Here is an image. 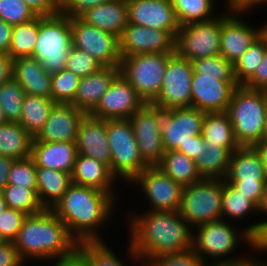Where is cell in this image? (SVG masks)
<instances>
[{
	"label": "cell",
	"instance_id": "cell-1",
	"mask_svg": "<svg viewBox=\"0 0 267 266\" xmlns=\"http://www.w3.org/2000/svg\"><path fill=\"white\" fill-rule=\"evenodd\" d=\"M146 211L126 217L128 242L145 265L159 255L192 250L193 228L178 211Z\"/></svg>",
	"mask_w": 267,
	"mask_h": 266
},
{
	"label": "cell",
	"instance_id": "cell-2",
	"mask_svg": "<svg viewBox=\"0 0 267 266\" xmlns=\"http://www.w3.org/2000/svg\"><path fill=\"white\" fill-rule=\"evenodd\" d=\"M116 203L107 192L71 183L50 210L65 223L78 243L103 241L100 231L111 221Z\"/></svg>",
	"mask_w": 267,
	"mask_h": 266
},
{
	"label": "cell",
	"instance_id": "cell-3",
	"mask_svg": "<svg viewBox=\"0 0 267 266\" xmlns=\"http://www.w3.org/2000/svg\"><path fill=\"white\" fill-rule=\"evenodd\" d=\"M12 242L25 262L39 260L46 263L71 254L78 246L65 223L50 209L27 215Z\"/></svg>",
	"mask_w": 267,
	"mask_h": 266
},
{
	"label": "cell",
	"instance_id": "cell-4",
	"mask_svg": "<svg viewBox=\"0 0 267 266\" xmlns=\"http://www.w3.org/2000/svg\"><path fill=\"white\" fill-rule=\"evenodd\" d=\"M227 114L240 146L260 142L267 117V91L238 85L231 96Z\"/></svg>",
	"mask_w": 267,
	"mask_h": 266
},
{
	"label": "cell",
	"instance_id": "cell-5",
	"mask_svg": "<svg viewBox=\"0 0 267 266\" xmlns=\"http://www.w3.org/2000/svg\"><path fill=\"white\" fill-rule=\"evenodd\" d=\"M232 225V223L221 219L194 227L192 250L208 264L234 262L246 258L245 255L240 257L231 255L236 252L241 241L251 247V234L245 228L238 230Z\"/></svg>",
	"mask_w": 267,
	"mask_h": 266
},
{
	"label": "cell",
	"instance_id": "cell-6",
	"mask_svg": "<svg viewBox=\"0 0 267 266\" xmlns=\"http://www.w3.org/2000/svg\"><path fill=\"white\" fill-rule=\"evenodd\" d=\"M72 47L71 18L60 12L39 15V32L33 58L50 74L65 68Z\"/></svg>",
	"mask_w": 267,
	"mask_h": 266
},
{
	"label": "cell",
	"instance_id": "cell-7",
	"mask_svg": "<svg viewBox=\"0 0 267 266\" xmlns=\"http://www.w3.org/2000/svg\"><path fill=\"white\" fill-rule=\"evenodd\" d=\"M110 146V171L118 180L130 183L148 166L142 159L129 119L106 120Z\"/></svg>",
	"mask_w": 267,
	"mask_h": 266
},
{
	"label": "cell",
	"instance_id": "cell-8",
	"mask_svg": "<svg viewBox=\"0 0 267 266\" xmlns=\"http://www.w3.org/2000/svg\"><path fill=\"white\" fill-rule=\"evenodd\" d=\"M174 54L146 53L124 56L120 61V73L145 103H151L161 90L166 66Z\"/></svg>",
	"mask_w": 267,
	"mask_h": 266
},
{
	"label": "cell",
	"instance_id": "cell-9",
	"mask_svg": "<svg viewBox=\"0 0 267 266\" xmlns=\"http://www.w3.org/2000/svg\"><path fill=\"white\" fill-rule=\"evenodd\" d=\"M225 179H207L183 187L179 214L194 228L222 219V192Z\"/></svg>",
	"mask_w": 267,
	"mask_h": 266
},
{
	"label": "cell",
	"instance_id": "cell-10",
	"mask_svg": "<svg viewBox=\"0 0 267 266\" xmlns=\"http://www.w3.org/2000/svg\"><path fill=\"white\" fill-rule=\"evenodd\" d=\"M204 22L184 24L178 29L175 52L188 61L220 54L221 12Z\"/></svg>",
	"mask_w": 267,
	"mask_h": 266
},
{
	"label": "cell",
	"instance_id": "cell-11",
	"mask_svg": "<svg viewBox=\"0 0 267 266\" xmlns=\"http://www.w3.org/2000/svg\"><path fill=\"white\" fill-rule=\"evenodd\" d=\"M193 72L192 62L175 53L166 66L161 90L151 104L162 110L191 107Z\"/></svg>",
	"mask_w": 267,
	"mask_h": 266
},
{
	"label": "cell",
	"instance_id": "cell-12",
	"mask_svg": "<svg viewBox=\"0 0 267 266\" xmlns=\"http://www.w3.org/2000/svg\"><path fill=\"white\" fill-rule=\"evenodd\" d=\"M129 120L143 161L148 166L158 165L165 151L160 131L162 109L145 103Z\"/></svg>",
	"mask_w": 267,
	"mask_h": 266
},
{
	"label": "cell",
	"instance_id": "cell-13",
	"mask_svg": "<svg viewBox=\"0 0 267 266\" xmlns=\"http://www.w3.org/2000/svg\"><path fill=\"white\" fill-rule=\"evenodd\" d=\"M72 46L87 51L104 66H119L121 61L119 37L84 22L71 18Z\"/></svg>",
	"mask_w": 267,
	"mask_h": 266
},
{
	"label": "cell",
	"instance_id": "cell-14",
	"mask_svg": "<svg viewBox=\"0 0 267 266\" xmlns=\"http://www.w3.org/2000/svg\"><path fill=\"white\" fill-rule=\"evenodd\" d=\"M130 184L140 187L149 200L147 210L178 211L183 186L167 176L159 166H147Z\"/></svg>",
	"mask_w": 267,
	"mask_h": 266
},
{
	"label": "cell",
	"instance_id": "cell-15",
	"mask_svg": "<svg viewBox=\"0 0 267 266\" xmlns=\"http://www.w3.org/2000/svg\"><path fill=\"white\" fill-rule=\"evenodd\" d=\"M204 117L205 112L194 107L162 110L160 131L165 151L177 150L202 134Z\"/></svg>",
	"mask_w": 267,
	"mask_h": 266
},
{
	"label": "cell",
	"instance_id": "cell-16",
	"mask_svg": "<svg viewBox=\"0 0 267 266\" xmlns=\"http://www.w3.org/2000/svg\"><path fill=\"white\" fill-rule=\"evenodd\" d=\"M144 104L134 87L119 73L90 115L104 120L129 119Z\"/></svg>",
	"mask_w": 267,
	"mask_h": 266
},
{
	"label": "cell",
	"instance_id": "cell-17",
	"mask_svg": "<svg viewBox=\"0 0 267 266\" xmlns=\"http://www.w3.org/2000/svg\"><path fill=\"white\" fill-rule=\"evenodd\" d=\"M225 13V14H224ZM239 13H221L220 54L234 64L263 34V25L251 26Z\"/></svg>",
	"mask_w": 267,
	"mask_h": 266
},
{
	"label": "cell",
	"instance_id": "cell-18",
	"mask_svg": "<svg viewBox=\"0 0 267 266\" xmlns=\"http://www.w3.org/2000/svg\"><path fill=\"white\" fill-rule=\"evenodd\" d=\"M169 32L128 23L119 38L121 57L146 53H176Z\"/></svg>",
	"mask_w": 267,
	"mask_h": 266
},
{
	"label": "cell",
	"instance_id": "cell-19",
	"mask_svg": "<svg viewBox=\"0 0 267 266\" xmlns=\"http://www.w3.org/2000/svg\"><path fill=\"white\" fill-rule=\"evenodd\" d=\"M191 86V107L213 113L227 111L238 84L236 80H218V77L193 72Z\"/></svg>",
	"mask_w": 267,
	"mask_h": 266
},
{
	"label": "cell",
	"instance_id": "cell-20",
	"mask_svg": "<svg viewBox=\"0 0 267 266\" xmlns=\"http://www.w3.org/2000/svg\"><path fill=\"white\" fill-rule=\"evenodd\" d=\"M128 22L169 31L175 38L180 28L171 0H126Z\"/></svg>",
	"mask_w": 267,
	"mask_h": 266
},
{
	"label": "cell",
	"instance_id": "cell-21",
	"mask_svg": "<svg viewBox=\"0 0 267 266\" xmlns=\"http://www.w3.org/2000/svg\"><path fill=\"white\" fill-rule=\"evenodd\" d=\"M85 115L73 104L54 103L47 121L34 139L37 142H76Z\"/></svg>",
	"mask_w": 267,
	"mask_h": 266
},
{
	"label": "cell",
	"instance_id": "cell-22",
	"mask_svg": "<svg viewBox=\"0 0 267 266\" xmlns=\"http://www.w3.org/2000/svg\"><path fill=\"white\" fill-rule=\"evenodd\" d=\"M76 147L78 154L92 157L110 169L111 152L106 132V120L86 114L80 123Z\"/></svg>",
	"mask_w": 267,
	"mask_h": 266
},
{
	"label": "cell",
	"instance_id": "cell-23",
	"mask_svg": "<svg viewBox=\"0 0 267 266\" xmlns=\"http://www.w3.org/2000/svg\"><path fill=\"white\" fill-rule=\"evenodd\" d=\"M119 73V66H102L94 73L81 78L76 96L71 104L86 114H90Z\"/></svg>",
	"mask_w": 267,
	"mask_h": 266
},
{
	"label": "cell",
	"instance_id": "cell-24",
	"mask_svg": "<svg viewBox=\"0 0 267 266\" xmlns=\"http://www.w3.org/2000/svg\"><path fill=\"white\" fill-rule=\"evenodd\" d=\"M71 179L72 183L107 192L115 200L119 199L118 192L113 190L117 179L112 175L106 164L92 157L83 154L77 155Z\"/></svg>",
	"mask_w": 267,
	"mask_h": 266
},
{
	"label": "cell",
	"instance_id": "cell-25",
	"mask_svg": "<svg viewBox=\"0 0 267 266\" xmlns=\"http://www.w3.org/2000/svg\"><path fill=\"white\" fill-rule=\"evenodd\" d=\"M78 155L75 142L32 141L31 157L36 167H45L72 174Z\"/></svg>",
	"mask_w": 267,
	"mask_h": 266
},
{
	"label": "cell",
	"instance_id": "cell-26",
	"mask_svg": "<svg viewBox=\"0 0 267 266\" xmlns=\"http://www.w3.org/2000/svg\"><path fill=\"white\" fill-rule=\"evenodd\" d=\"M12 77L28 95L51 99V77L42 64L32 56L13 60Z\"/></svg>",
	"mask_w": 267,
	"mask_h": 266
},
{
	"label": "cell",
	"instance_id": "cell-27",
	"mask_svg": "<svg viewBox=\"0 0 267 266\" xmlns=\"http://www.w3.org/2000/svg\"><path fill=\"white\" fill-rule=\"evenodd\" d=\"M80 18L94 27L121 37L128 22L126 0H111L88 9Z\"/></svg>",
	"mask_w": 267,
	"mask_h": 266
},
{
	"label": "cell",
	"instance_id": "cell-28",
	"mask_svg": "<svg viewBox=\"0 0 267 266\" xmlns=\"http://www.w3.org/2000/svg\"><path fill=\"white\" fill-rule=\"evenodd\" d=\"M261 158L253 146H240L231 154L226 182H265Z\"/></svg>",
	"mask_w": 267,
	"mask_h": 266
},
{
	"label": "cell",
	"instance_id": "cell-29",
	"mask_svg": "<svg viewBox=\"0 0 267 266\" xmlns=\"http://www.w3.org/2000/svg\"><path fill=\"white\" fill-rule=\"evenodd\" d=\"M37 195L45 209H51L72 183L71 174L45 167H36Z\"/></svg>",
	"mask_w": 267,
	"mask_h": 266
},
{
	"label": "cell",
	"instance_id": "cell-30",
	"mask_svg": "<svg viewBox=\"0 0 267 266\" xmlns=\"http://www.w3.org/2000/svg\"><path fill=\"white\" fill-rule=\"evenodd\" d=\"M202 135L206 147L209 145L222 146L231 153L240 147L227 112L205 113Z\"/></svg>",
	"mask_w": 267,
	"mask_h": 266
},
{
	"label": "cell",
	"instance_id": "cell-31",
	"mask_svg": "<svg viewBox=\"0 0 267 266\" xmlns=\"http://www.w3.org/2000/svg\"><path fill=\"white\" fill-rule=\"evenodd\" d=\"M33 137L18 122L0 124V155L15 160L31 156Z\"/></svg>",
	"mask_w": 267,
	"mask_h": 266
},
{
	"label": "cell",
	"instance_id": "cell-32",
	"mask_svg": "<svg viewBox=\"0 0 267 266\" xmlns=\"http://www.w3.org/2000/svg\"><path fill=\"white\" fill-rule=\"evenodd\" d=\"M157 166L183 187L203 179L194 160L177 150L164 151L162 160Z\"/></svg>",
	"mask_w": 267,
	"mask_h": 266
},
{
	"label": "cell",
	"instance_id": "cell-33",
	"mask_svg": "<svg viewBox=\"0 0 267 266\" xmlns=\"http://www.w3.org/2000/svg\"><path fill=\"white\" fill-rule=\"evenodd\" d=\"M127 248V257L131 261L139 263L138 266H145L139 257L133 252L130 242ZM77 249L86 257L89 266H127L122 258L117 257L115 251L111 250L108 244L103 241H83L79 242ZM129 254V255H128Z\"/></svg>",
	"mask_w": 267,
	"mask_h": 266
},
{
	"label": "cell",
	"instance_id": "cell-34",
	"mask_svg": "<svg viewBox=\"0 0 267 266\" xmlns=\"http://www.w3.org/2000/svg\"><path fill=\"white\" fill-rule=\"evenodd\" d=\"M231 154L225 147L209 145V147L202 148L194 162L202 178L225 179Z\"/></svg>",
	"mask_w": 267,
	"mask_h": 266
},
{
	"label": "cell",
	"instance_id": "cell-35",
	"mask_svg": "<svg viewBox=\"0 0 267 266\" xmlns=\"http://www.w3.org/2000/svg\"><path fill=\"white\" fill-rule=\"evenodd\" d=\"M54 103L50 98L25 95L19 123L33 138L43 128Z\"/></svg>",
	"mask_w": 267,
	"mask_h": 266
},
{
	"label": "cell",
	"instance_id": "cell-36",
	"mask_svg": "<svg viewBox=\"0 0 267 266\" xmlns=\"http://www.w3.org/2000/svg\"><path fill=\"white\" fill-rule=\"evenodd\" d=\"M221 210L222 219L230 223H232V220H235V222L237 220L241 221V219L245 220V217L248 218L252 213H258L256 215L260 214L261 216L260 209L248 197L234 189L226 181L223 183Z\"/></svg>",
	"mask_w": 267,
	"mask_h": 266
},
{
	"label": "cell",
	"instance_id": "cell-37",
	"mask_svg": "<svg viewBox=\"0 0 267 266\" xmlns=\"http://www.w3.org/2000/svg\"><path fill=\"white\" fill-rule=\"evenodd\" d=\"M215 0H171L180 26L194 22H204L219 16L215 10ZM216 12V14H215Z\"/></svg>",
	"mask_w": 267,
	"mask_h": 266
},
{
	"label": "cell",
	"instance_id": "cell-38",
	"mask_svg": "<svg viewBox=\"0 0 267 266\" xmlns=\"http://www.w3.org/2000/svg\"><path fill=\"white\" fill-rule=\"evenodd\" d=\"M39 32V15L26 23L14 25L8 55L12 60L33 56Z\"/></svg>",
	"mask_w": 267,
	"mask_h": 266
},
{
	"label": "cell",
	"instance_id": "cell-39",
	"mask_svg": "<svg viewBox=\"0 0 267 266\" xmlns=\"http://www.w3.org/2000/svg\"><path fill=\"white\" fill-rule=\"evenodd\" d=\"M1 193L7 207L22 211L27 215L39 214L45 210L39 201L37 189L7 184Z\"/></svg>",
	"mask_w": 267,
	"mask_h": 266
},
{
	"label": "cell",
	"instance_id": "cell-40",
	"mask_svg": "<svg viewBox=\"0 0 267 266\" xmlns=\"http://www.w3.org/2000/svg\"><path fill=\"white\" fill-rule=\"evenodd\" d=\"M267 49V37L262 34L249 49L233 64L234 77L238 85H243L261 63Z\"/></svg>",
	"mask_w": 267,
	"mask_h": 266
},
{
	"label": "cell",
	"instance_id": "cell-41",
	"mask_svg": "<svg viewBox=\"0 0 267 266\" xmlns=\"http://www.w3.org/2000/svg\"><path fill=\"white\" fill-rule=\"evenodd\" d=\"M25 95L24 89L13 77L0 85V106L7 122H20Z\"/></svg>",
	"mask_w": 267,
	"mask_h": 266
},
{
	"label": "cell",
	"instance_id": "cell-42",
	"mask_svg": "<svg viewBox=\"0 0 267 266\" xmlns=\"http://www.w3.org/2000/svg\"><path fill=\"white\" fill-rule=\"evenodd\" d=\"M80 77L66 68L52 74L51 99L55 103L71 104L76 96Z\"/></svg>",
	"mask_w": 267,
	"mask_h": 266
},
{
	"label": "cell",
	"instance_id": "cell-43",
	"mask_svg": "<svg viewBox=\"0 0 267 266\" xmlns=\"http://www.w3.org/2000/svg\"><path fill=\"white\" fill-rule=\"evenodd\" d=\"M192 65L194 72L203 76L218 77V80H235L233 64L221 54L196 59L192 61Z\"/></svg>",
	"mask_w": 267,
	"mask_h": 266
},
{
	"label": "cell",
	"instance_id": "cell-44",
	"mask_svg": "<svg viewBox=\"0 0 267 266\" xmlns=\"http://www.w3.org/2000/svg\"><path fill=\"white\" fill-rule=\"evenodd\" d=\"M8 184L37 189L36 164L31 156L14 161L8 175Z\"/></svg>",
	"mask_w": 267,
	"mask_h": 266
},
{
	"label": "cell",
	"instance_id": "cell-45",
	"mask_svg": "<svg viewBox=\"0 0 267 266\" xmlns=\"http://www.w3.org/2000/svg\"><path fill=\"white\" fill-rule=\"evenodd\" d=\"M104 66L98 59L74 46L71 47L65 68L80 78L86 77Z\"/></svg>",
	"mask_w": 267,
	"mask_h": 266
},
{
	"label": "cell",
	"instance_id": "cell-46",
	"mask_svg": "<svg viewBox=\"0 0 267 266\" xmlns=\"http://www.w3.org/2000/svg\"><path fill=\"white\" fill-rule=\"evenodd\" d=\"M37 14L22 0H0V18L12 26L31 21Z\"/></svg>",
	"mask_w": 267,
	"mask_h": 266
},
{
	"label": "cell",
	"instance_id": "cell-47",
	"mask_svg": "<svg viewBox=\"0 0 267 266\" xmlns=\"http://www.w3.org/2000/svg\"><path fill=\"white\" fill-rule=\"evenodd\" d=\"M145 266H208L193 250L163 254L152 258Z\"/></svg>",
	"mask_w": 267,
	"mask_h": 266
},
{
	"label": "cell",
	"instance_id": "cell-48",
	"mask_svg": "<svg viewBox=\"0 0 267 266\" xmlns=\"http://www.w3.org/2000/svg\"><path fill=\"white\" fill-rule=\"evenodd\" d=\"M26 217L24 212L9 207L0 214V232L7 241L15 239Z\"/></svg>",
	"mask_w": 267,
	"mask_h": 266
},
{
	"label": "cell",
	"instance_id": "cell-49",
	"mask_svg": "<svg viewBox=\"0 0 267 266\" xmlns=\"http://www.w3.org/2000/svg\"><path fill=\"white\" fill-rule=\"evenodd\" d=\"M111 0H59V12L70 18H78L88 9Z\"/></svg>",
	"mask_w": 267,
	"mask_h": 266
},
{
	"label": "cell",
	"instance_id": "cell-50",
	"mask_svg": "<svg viewBox=\"0 0 267 266\" xmlns=\"http://www.w3.org/2000/svg\"><path fill=\"white\" fill-rule=\"evenodd\" d=\"M248 197L261 211L264 199V182H227Z\"/></svg>",
	"mask_w": 267,
	"mask_h": 266
},
{
	"label": "cell",
	"instance_id": "cell-51",
	"mask_svg": "<svg viewBox=\"0 0 267 266\" xmlns=\"http://www.w3.org/2000/svg\"><path fill=\"white\" fill-rule=\"evenodd\" d=\"M266 220L244 227L251 234V247L254 251L267 253V214Z\"/></svg>",
	"mask_w": 267,
	"mask_h": 266
},
{
	"label": "cell",
	"instance_id": "cell-52",
	"mask_svg": "<svg viewBox=\"0 0 267 266\" xmlns=\"http://www.w3.org/2000/svg\"><path fill=\"white\" fill-rule=\"evenodd\" d=\"M242 86L254 90L267 91V49L254 74Z\"/></svg>",
	"mask_w": 267,
	"mask_h": 266
},
{
	"label": "cell",
	"instance_id": "cell-53",
	"mask_svg": "<svg viewBox=\"0 0 267 266\" xmlns=\"http://www.w3.org/2000/svg\"><path fill=\"white\" fill-rule=\"evenodd\" d=\"M24 264L25 261L12 241L0 245V266H25Z\"/></svg>",
	"mask_w": 267,
	"mask_h": 266
},
{
	"label": "cell",
	"instance_id": "cell-54",
	"mask_svg": "<svg viewBox=\"0 0 267 266\" xmlns=\"http://www.w3.org/2000/svg\"><path fill=\"white\" fill-rule=\"evenodd\" d=\"M37 15L50 16L59 12V0H22Z\"/></svg>",
	"mask_w": 267,
	"mask_h": 266
},
{
	"label": "cell",
	"instance_id": "cell-55",
	"mask_svg": "<svg viewBox=\"0 0 267 266\" xmlns=\"http://www.w3.org/2000/svg\"><path fill=\"white\" fill-rule=\"evenodd\" d=\"M225 2H228L226 4L228 5L226 6V11H228V13L249 14V12H251L250 9H254V7H261L263 4L267 6V0H226Z\"/></svg>",
	"mask_w": 267,
	"mask_h": 266
},
{
	"label": "cell",
	"instance_id": "cell-56",
	"mask_svg": "<svg viewBox=\"0 0 267 266\" xmlns=\"http://www.w3.org/2000/svg\"><path fill=\"white\" fill-rule=\"evenodd\" d=\"M50 262L47 266H89L86 257L77 248L71 254L52 259Z\"/></svg>",
	"mask_w": 267,
	"mask_h": 266
},
{
	"label": "cell",
	"instance_id": "cell-57",
	"mask_svg": "<svg viewBox=\"0 0 267 266\" xmlns=\"http://www.w3.org/2000/svg\"><path fill=\"white\" fill-rule=\"evenodd\" d=\"M202 148H206V146L203 141V135L199 134L192 137V140L188 141L186 144L181 145L177 151L184 153L186 156L194 160L199 156Z\"/></svg>",
	"mask_w": 267,
	"mask_h": 266
},
{
	"label": "cell",
	"instance_id": "cell-58",
	"mask_svg": "<svg viewBox=\"0 0 267 266\" xmlns=\"http://www.w3.org/2000/svg\"><path fill=\"white\" fill-rule=\"evenodd\" d=\"M13 26L0 18V53L8 54L11 47Z\"/></svg>",
	"mask_w": 267,
	"mask_h": 266
},
{
	"label": "cell",
	"instance_id": "cell-59",
	"mask_svg": "<svg viewBox=\"0 0 267 266\" xmlns=\"http://www.w3.org/2000/svg\"><path fill=\"white\" fill-rule=\"evenodd\" d=\"M13 60L6 53H0V85L12 78Z\"/></svg>",
	"mask_w": 267,
	"mask_h": 266
},
{
	"label": "cell",
	"instance_id": "cell-60",
	"mask_svg": "<svg viewBox=\"0 0 267 266\" xmlns=\"http://www.w3.org/2000/svg\"><path fill=\"white\" fill-rule=\"evenodd\" d=\"M15 159L0 155V193L8 184V175Z\"/></svg>",
	"mask_w": 267,
	"mask_h": 266
},
{
	"label": "cell",
	"instance_id": "cell-61",
	"mask_svg": "<svg viewBox=\"0 0 267 266\" xmlns=\"http://www.w3.org/2000/svg\"><path fill=\"white\" fill-rule=\"evenodd\" d=\"M234 262H215L209 263L208 266H253L252 255Z\"/></svg>",
	"mask_w": 267,
	"mask_h": 266
},
{
	"label": "cell",
	"instance_id": "cell-62",
	"mask_svg": "<svg viewBox=\"0 0 267 266\" xmlns=\"http://www.w3.org/2000/svg\"><path fill=\"white\" fill-rule=\"evenodd\" d=\"M253 147L256 149L261 158L267 176V144H254Z\"/></svg>",
	"mask_w": 267,
	"mask_h": 266
},
{
	"label": "cell",
	"instance_id": "cell-63",
	"mask_svg": "<svg viewBox=\"0 0 267 266\" xmlns=\"http://www.w3.org/2000/svg\"><path fill=\"white\" fill-rule=\"evenodd\" d=\"M261 214H267V176L264 182V199H263V204L261 208Z\"/></svg>",
	"mask_w": 267,
	"mask_h": 266
},
{
	"label": "cell",
	"instance_id": "cell-64",
	"mask_svg": "<svg viewBox=\"0 0 267 266\" xmlns=\"http://www.w3.org/2000/svg\"><path fill=\"white\" fill-rule=\"evenodd\" d=\"M255 144H267V117H266V121H265V124H264V130H263L260 142L255 143Z\"/></svg>",
	"mask_w": 267,
	"mask_h": 266
},
{
	"label": "cell",
	"instance_id": "cell-65",
	"mask_svg": "<svg viewBox=\"0 0 267 266\" xmlns=\"http://www.w3.org/2000/svg\"><path fill=\"white\" fill-rule=\"evenodd\" d=\"M253 259V266H267V261L257 257L252 256ZM263 260V261H262Z\"/></svg>",
	"mask_w": 267,
	"mask_h": 266
},
{
	"label": "cell",
	"instance_id": "cell-66",
	"mask_svg": "<svg viewBox=\"0 0 267 266\" xmlns=\"http://www.w3.org/2000/svg\"><path fill=\"white\" fill-rule=\"evenodd\" d=\"M7 207L6 202L4 200V197L2 195V193H0V214L5 210V208Z\"/></svg>",
	"mask_w": 267,
	"mask_h": 266
},
{
	"label": "cell",
	"instance_id": "cell-67",
	"mask_svg": "<svg viewBox=\"0 0 267 266\" xmlns=\"http://www.w3.org/2000/svg\"><path fill=\"white\" fill-rule=\"evenodd\" d=\"M7 121H6V117H5V115H4V111H3V109L1 108V106H0V124H4V123H6Z\"/></svg>",
	"mask_w": 267,
	"mask_h": 266
},
{
	"label": "cell",
	"instance_id": "cell-68",
	"mask_svg": "<svg viewBox=\"0 0 267 266\" xmlns=\"http://www.w3.org/2000/svg\"><path fill=\"white\" fill-rule=\"evenodd\" d=\"M6 242H8L7 240H6V238L2 235V233L0 232V245H3V244H5Z\"/></svg>",
	"mask_w": 267,
	"mask_h": 266
},
{
	"label": "cell",
	"instance_id": "cell-69",
	"mask_svg": "<svg viewBox=\"0 0 267 266\" xmlns=\"http://www.w3.org/2000/svg\"><path fill=\"white\" fill-rule=\"evenodd\" d=\"M263 34L267 37V22L263 24Z\"/></svg>",
	"mask_w": 267,
	"mask_h": 266
}]
</instances>
